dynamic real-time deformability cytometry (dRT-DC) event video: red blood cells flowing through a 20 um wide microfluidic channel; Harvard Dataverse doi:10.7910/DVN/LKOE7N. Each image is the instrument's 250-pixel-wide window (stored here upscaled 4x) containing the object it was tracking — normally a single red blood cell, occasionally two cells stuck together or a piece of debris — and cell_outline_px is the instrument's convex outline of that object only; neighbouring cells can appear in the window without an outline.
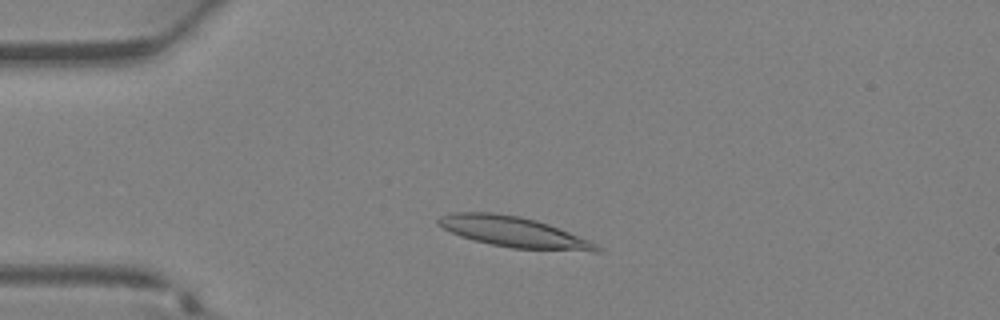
{"species": "Egyptian fruit bat (a non-hibernating species)", "species_latin": "Rousettus aegyptiacus", "temperature_condition": "warm", "stored_images_in_passage": 33, "camera_frame_rate_fps": 3000, "um_per_image_px": 0.085, "animal": {"sex": "female"}, "frame": {"image": 1, "passage_image": 5, "time_ms": 1.333, "image_size_px": [1000, 320], "cell_outline_px": [[604, 248], [600, 252], [592, 252], [512, 248], [492, 244], [460, 236], [444, 228], [436, 220], [440, 216], [452, 212], [492, 212], [520, 216], [536, 220], [548, 224], [588, 240]], "centroid_in_image_um": [43.7, 19.72], "position_along_channel_um": 41.3, "area_um2": 27.98}}
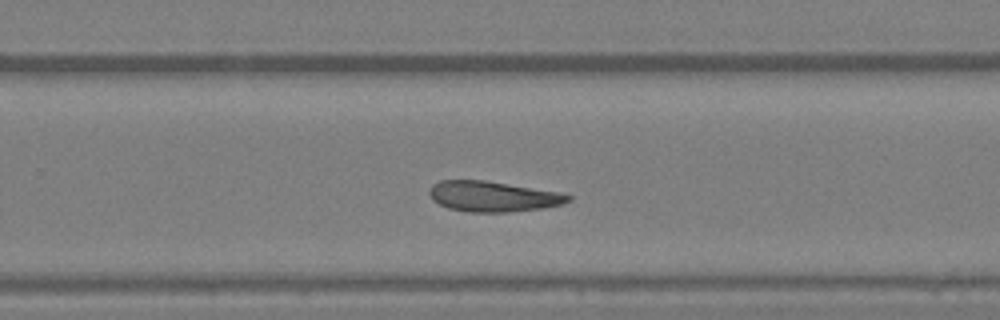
{"frame": {"image": 2, "passage_image": 20, "time_ms": 6.333, "image_size_px": [1000, 320], "cell_outline_px": [[572, 200], [564, 204], [544, 208], [508, 212], [468, 212], [448, 208], [432, 200], [428, 192], [432, 184], [440, 180], [484, 180], [556, 192], [572, 196]], "centroid_in_image_um": [41.87, 16.7], "position_along_channel_um": 287.9, "area_um2": 24.57}}
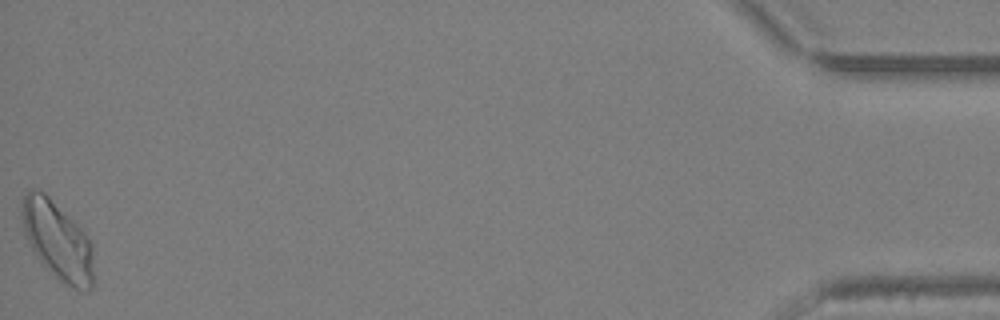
{"frame": {"image": 3, "passage_image": 33, "time_ms": 10.667, "image_size_px": [1000, 320], "cell_outline_px": [[92, 288], [88, 292], [84, 292], [68, 284], [40, 260], [32, 248], [28, 240], [24, 228], [20, 212], [24, 196], [32, 188], [36, 188], [44, 192], [88, 236], [92, 248]], "centroid_in_image_um": [4.89, 20.4], "position_along_channel_um": 430.3, "area_um2": 31.56}}